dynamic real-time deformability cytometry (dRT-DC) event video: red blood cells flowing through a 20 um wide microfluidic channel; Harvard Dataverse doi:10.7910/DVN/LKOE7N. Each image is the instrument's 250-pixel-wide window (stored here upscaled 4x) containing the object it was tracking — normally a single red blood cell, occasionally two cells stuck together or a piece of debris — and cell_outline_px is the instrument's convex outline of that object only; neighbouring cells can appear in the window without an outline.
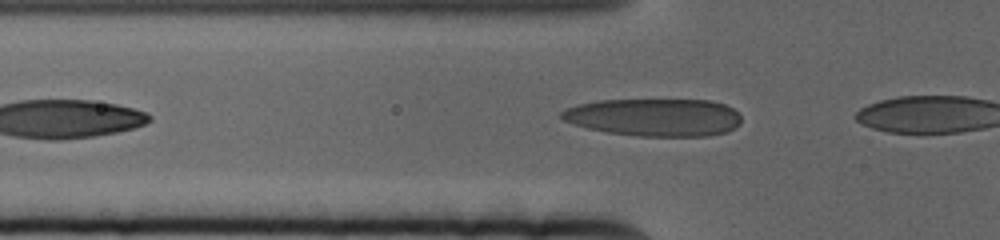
{"species": "human", "species_latin": "Homo sapiens", "temperature_condition": "cold", "stored_images_in_passage": 14, "camera_frame_rate_fps": 3000, "um_per_image_px": 0.085, "donor": {"sex": "female"}, "frame": {"image": 1, "passage_image": 7, "time_ms": 2.0, "image_size_px": [1000, 240], "cell_outline_px": [[740, 124], [736, 128], [728, 132], [708, 136], [636, 136], [608, 132], [588, 128], [564, 120], [560, 116], [560, 112], [564, 108], [580, 104], [600, 100], [712, 100], [724, 104], [732, 108], [740, 116]], "centroid_in_image_um": [55.65, 9.97], "position_along_channel_um": 70.1, "area_um2": 39.54}}
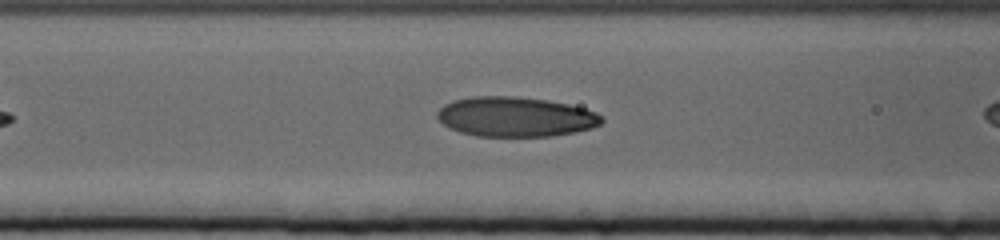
{"frame": {"image": 2, "passage_image": 12, "time_ms": 3.667, "image_size_px": [1000, 240], "cell_outline_px": [[604, 120], [600, 124], [592, 128], [576, 132], [552, 136], [476, 136], [460, 132], [444, 124], [436, 116], [436, 112], [444, 104], [452, 100], [472, 96], [512, 96], [548, 100], [568, 104], [584, 108], [596, 112], [604, 116]], "centroid_in_image_um": [43.83, 9.92], "position_along_channel_um": 122.8, "area_um2": 38.32}}